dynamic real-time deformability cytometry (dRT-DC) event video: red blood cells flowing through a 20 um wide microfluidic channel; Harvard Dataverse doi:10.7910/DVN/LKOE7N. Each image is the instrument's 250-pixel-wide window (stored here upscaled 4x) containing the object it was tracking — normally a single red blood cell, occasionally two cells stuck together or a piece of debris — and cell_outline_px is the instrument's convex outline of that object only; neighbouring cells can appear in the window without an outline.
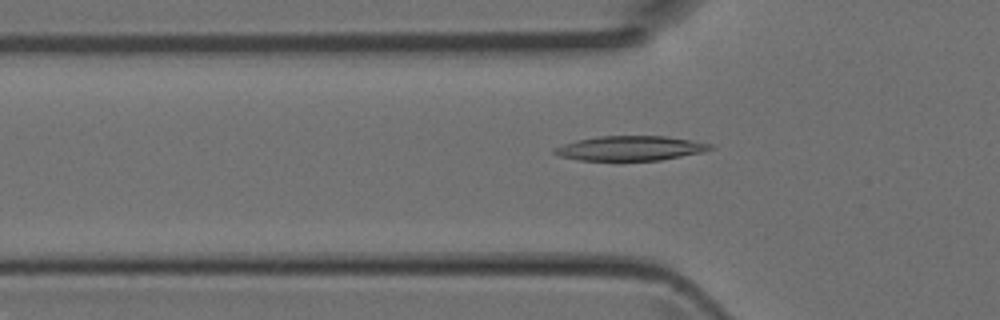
{"species": "Egyptian fruit bat (a non-hibernating species)", "species_latin": "Rousettus aegyptiacus", "temperature_condition": "room temperature", "stored_images_in_passage": 7, "camera_frame_rate_fps": 3000, "um_per_image_px": 0.085, "animal": {"sex": "female"}, "frame": {"image": 1, "passage_image": 5, "time_ms": 1.333, "image_size_px": [1000, 320], "cell_outline_px": [[716, 148], [704, 152], [660, 160], [580, 160], [560, 156], [552, 152], [552, 148], [576, 140], [596, 136], [664, 136], [692, 140], [712, 144]], "centroid_in_image_um": [53.59, 12.59], "position_along_channel_um": 72.2, "area_um2": 22.43}}